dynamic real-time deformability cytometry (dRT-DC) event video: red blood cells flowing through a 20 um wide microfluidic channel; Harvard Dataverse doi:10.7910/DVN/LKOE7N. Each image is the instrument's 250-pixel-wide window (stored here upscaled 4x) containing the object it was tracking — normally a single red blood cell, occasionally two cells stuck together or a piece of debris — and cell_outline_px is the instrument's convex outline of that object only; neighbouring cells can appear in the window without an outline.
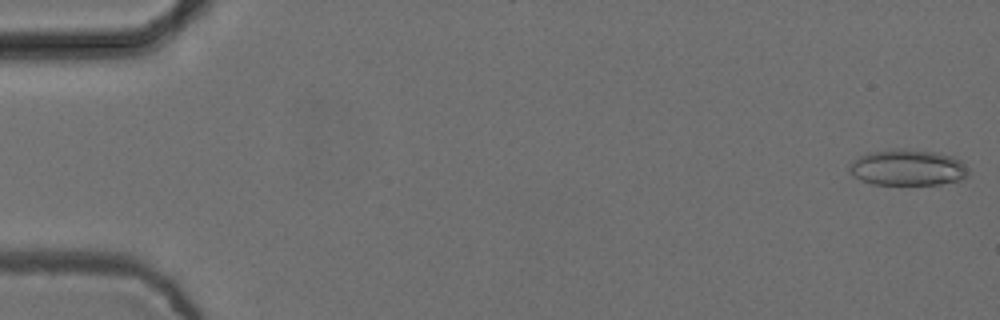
{"species": "common noctule bat (a hibernating species)", "species_latin": "Nyctalus noctula", "temperature_condition": "cold", "stored_images_in_passage": 54, "camera_frame_rate_fps": 3000, "um_per_image_px": 0.085, "animal": {"sex": "female", "body_mass_g": 24.6, "forearm_length_mm": 56.2}, "frame": {"image": 1, "passage_image": 1, "time_ms": 0.0, "image_size_px": [1000, 320], "cell_outline_px": [[968, 176], [964, 180], [940, 184], [872, 184], [860, 180], [852, 176], [848, 172], [848, 164], [860, 156], [868, 152], [896, 148], [900, 148], [936, 152], [952, 156], [960, 160], [968, 168]], "centroid_in_image_um": [77.14, 14.24], "position_along_channel_um": 7.9, "area_um2": 25.37}}
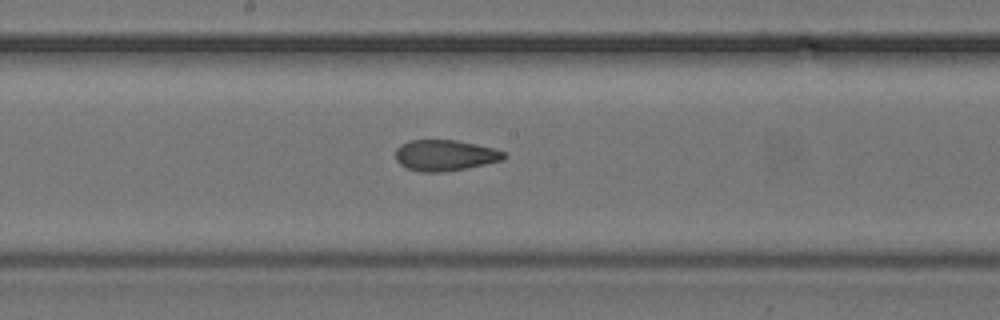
{"frame": {"image": 2, "passage_image": 29, "time_ms": 9.333, "image_size_px": [1000, 320], "cell_outline_px": [[508, 156], [504, 160], [468, 168], [440, 172], [420, 172], [408, 168], [400, 164], [396, 160], [396, 148], [400, 144], [408, 140], [456, 140], [476, 144], [492, 148], [504, 152]], "centroid_in_image_um": [37.83, 13.2], "position_along_channel_um": 210.4, "area_um2": 19.65}}
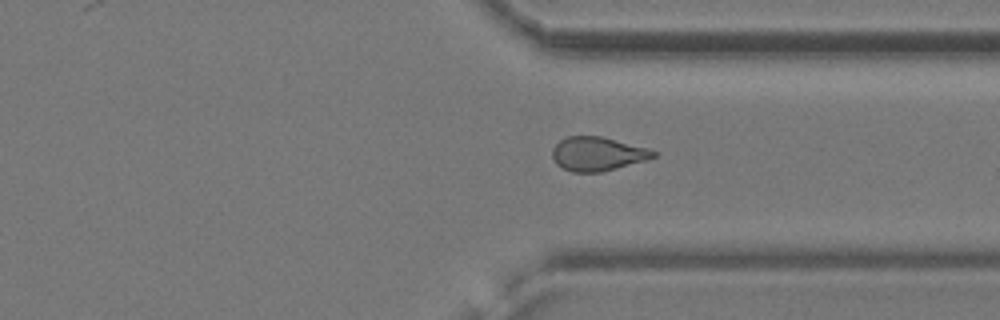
{"frame": {"image": 3, "passage_image": 41, "time_ms": 13.333, "image_size_px": [1000, 320], "cell_outline_px": [[656, 156], [644, 160], [600, 172], [572, 172], [556, 164], [552, 156], [552, 148], [560, 140], [568, 136], [600, 136], [648, 148], [656, 152]], "centroid_in_image_um": [50.75, 13.07], "position_along_channel_um": 360.7, "area_um2": 19.65}, "authors_computed_cell_mechanics": {"area_um2": 20.4323, "velocity_mm_per_s": 3.7635, "shape_relaxation_time_tau1_ms": null, "shape_relaxation_time_tau2_ms": 2.6633, "deformation_change_tau1": null, "deformation_change_tau2": 0.0849}}